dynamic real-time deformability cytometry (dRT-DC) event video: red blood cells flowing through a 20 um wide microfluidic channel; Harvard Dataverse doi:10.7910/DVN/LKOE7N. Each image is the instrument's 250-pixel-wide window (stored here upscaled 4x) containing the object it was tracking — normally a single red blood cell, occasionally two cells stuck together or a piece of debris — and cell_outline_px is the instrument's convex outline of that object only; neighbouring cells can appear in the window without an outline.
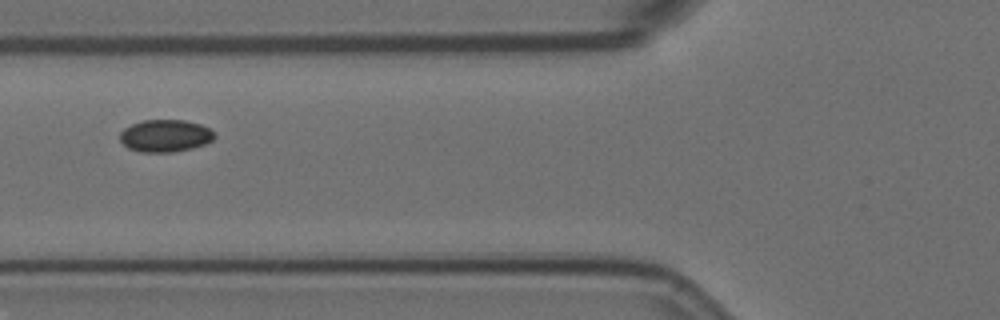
{"species": "Egyptian fruit bat (a non-hibernating species)", "species_latin": "Rousettus aegyptiacus", "temperature_condition": "room temperature", "stored_images_in_passage": 8, "camera_frame_rate_fps": 3000, "um_per_image_px": 0.085, "animal": {"sex": "female"}, "frame": {"image": 1, "passage_image": 2, "time_ms": 0.333, "image_size_px": [1000, 320], "cell_outline_px": [[216, 136], [212, 140], [204, 144], [192, 148], [172, 152], [140, 152], [128, 148], [120, 140], [120, 132], [124, 128], [132, 124], [144, 120], [184, 120], [200, 124], [208, 128]], "centroid_in_image_um": [14.03, 11.54], "position_along_channel_um": 111.8, "area_um2": 17.69}}
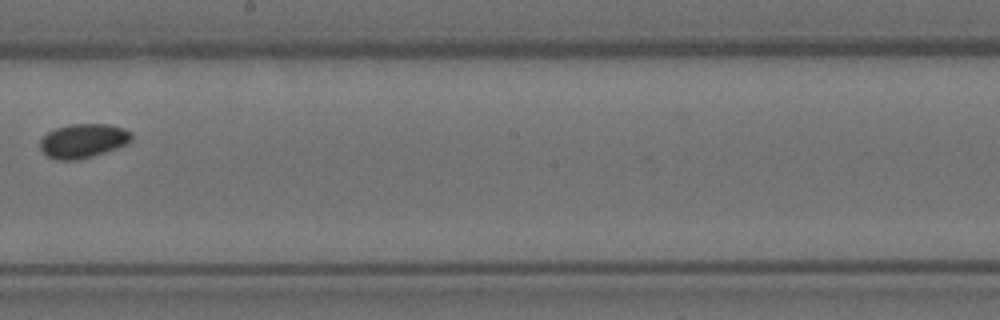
{"frame": {"image": 2, "passage_image": 5, "time_ms": 1.333, "image_size_px": [1000, 320], "cell_outline_px": [[132, 140], [116, 148], [92, 156], [76, 160], [56, 160], [48, 156], [40, 148], [40, 140], [48, 132], [56, 128], [72, 124], [108, 124], [124, 128], [132, 132]], "centroid_in_image_um": [7.07, 11.96], "position_along_channel_um": 241.1, "area_um2": 18.03}}
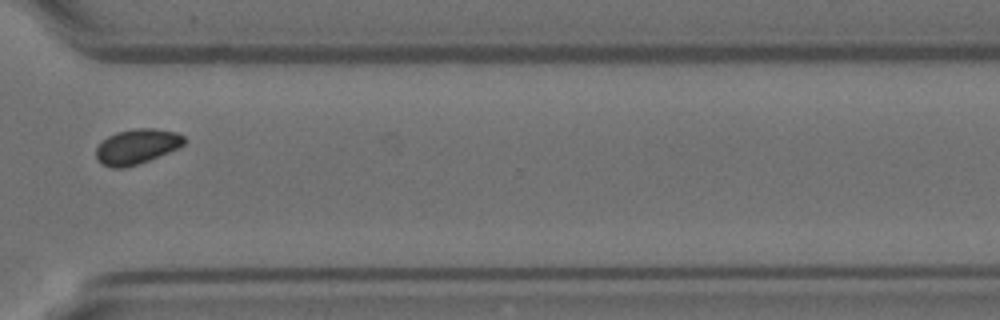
{"frame": {"image": 3, "passage_image": 8, "time_ms": 2.333, "image_size_px": [1000, 320], "cell_outline_px": [[188, 140], [180, 148], [148, 160], [124, 168], [112, 168], [104, 164], [96, 156], [96, 148], [108, 136], [116, 132], [136, 128], [152, 128], [176, 132], [184, 136]], "centroid_in_image_um": [11.68, 12.44], "position_along_channel_um": 358.9, "area_um2": 17.86}}